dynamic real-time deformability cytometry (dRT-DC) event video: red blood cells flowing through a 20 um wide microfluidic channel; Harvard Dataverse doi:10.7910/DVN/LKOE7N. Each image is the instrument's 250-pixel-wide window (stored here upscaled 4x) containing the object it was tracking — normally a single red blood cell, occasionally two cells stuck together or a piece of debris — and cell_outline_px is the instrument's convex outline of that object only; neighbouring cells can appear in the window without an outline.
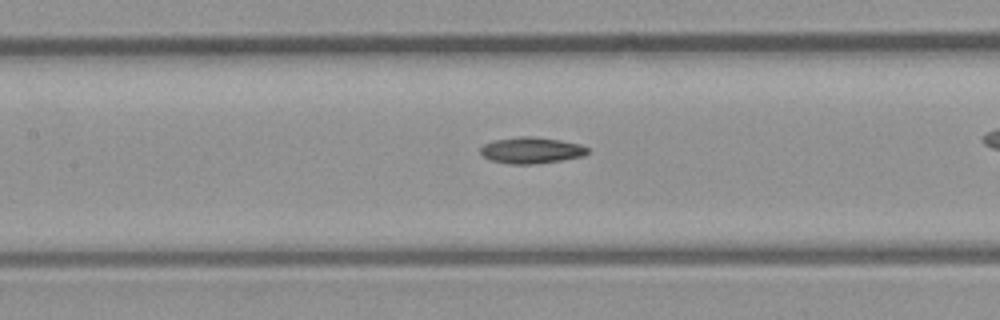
{"species": "common noctule bat (a hibernating species)", "species_latin": "Nyctalus noctula", "temperature_condition": "room temperature", "stored_images_in_passage": 39, "camera_frame_rate_fps": 3000, "um_per_image_px": 0.085, "animal": {"sex": "male", "body_mass_g": 23.1, "forearm_length_mm": 52.7}, "frame": {"image": 1, "passage_image": 23, "time_ms": 7.333, "image_size_px": [1000, 320], "cell_outline_px": [[588, 152], [584, 156], [560, 160], [532, 164], [508, 164], [492, 160], [484, 156], [480, 152], [480, 148], [484, 144], [492, 140], [520, 136], [532, 136], [560, 140], [580, 144], [588, 148]], "centroid_in_image_um": [45.15, 12.77], "position_along_channel_um": 162.3, "area_um2": 16.36}}
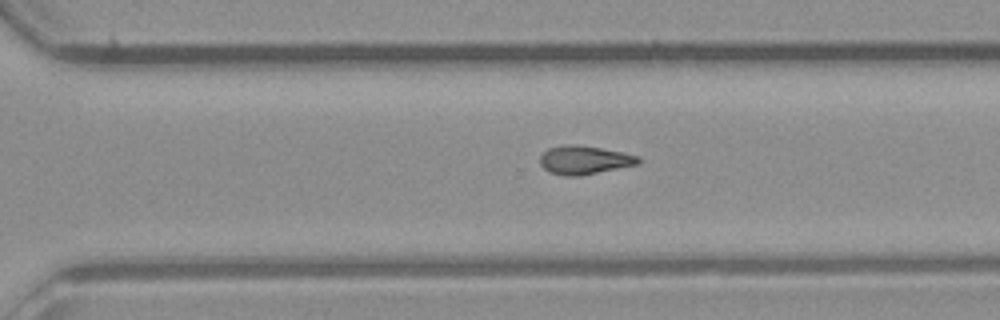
{"frame": {"image": 2, "passage_image": 34, "time_ms": 11.0, "image_size_px": [1000, 320], "cell_outline_px": [[640, 164], [580, 176], [564, 176], [548, 172], [540, 164], [540, 156], [548, 148], [564, 144], [576, 144], [624, 152], [640, 156]], "centroid_in_image_um": [49.68, 13.6], "position_along_channel_um": 320.9, "area_um2": 16.59}}